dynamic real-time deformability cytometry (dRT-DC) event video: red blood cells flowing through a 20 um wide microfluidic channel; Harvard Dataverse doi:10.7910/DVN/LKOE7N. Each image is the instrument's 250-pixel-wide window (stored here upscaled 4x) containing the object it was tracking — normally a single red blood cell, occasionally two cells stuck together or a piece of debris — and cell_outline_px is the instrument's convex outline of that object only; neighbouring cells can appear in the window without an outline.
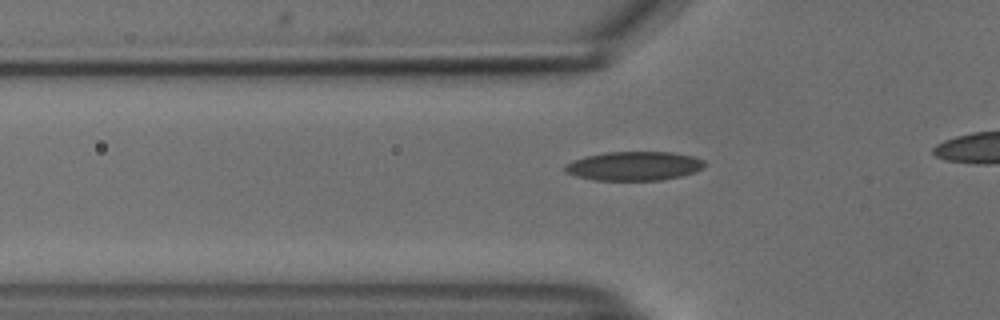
{"species": "common noctule bat (a hibernating species)", "species_latin": "Nyctalus noctula", "temperature_condition": "cold", "stored_images_in_passage": 39, "camera_frame_rate_fps": 3000, "um_per_image_px": 0.085, "animal": {"sex": "male", "body_mass_g": 18.8}, "frame": {"image": 1, "passage_image": 13, "time_ms": 4.0, "image_size_px": [1000, 320], "cell_outline_px": [[704, 168], [696, 172], [680, 176], [660, 180], [592, 180], [576, 176], [564, 172], [564, 164], [572, 160], [584, 156], [604, 152], [672, 152], [692, 156], [704, 160]], "centroid_in_image_um": [53.85, 14.11], "position_along_channel_um": 71.9, "area_um2": 23.81}}
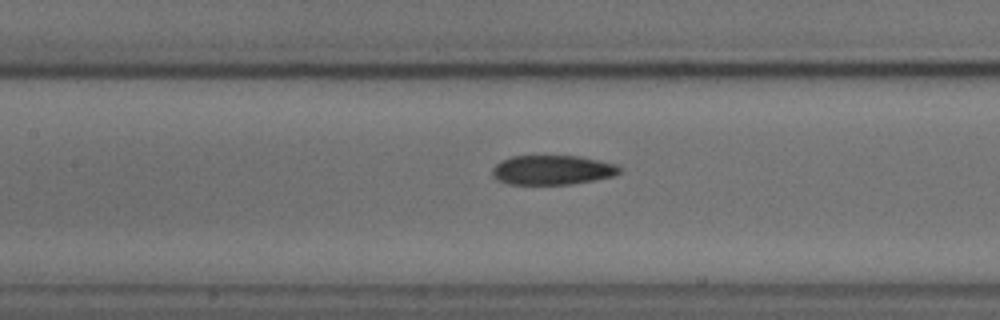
{"frame": {"image": 2, "passage_image": 20, "time_ms": 6.333, "image_size_px": [1000, 320], "cell_outline_px": [[620, 172], [616, 176], [596, 180], [572, 184], [508, 184], [496, 180], [492, 176], [492, 168], [500, 160], [512, 156], [580, 156], [616, 164], [620, 168]], "centroid_in_image_um": [46.94, 14.45], "position_along_channel_um": 160.5, "area_um2": 22.08}}
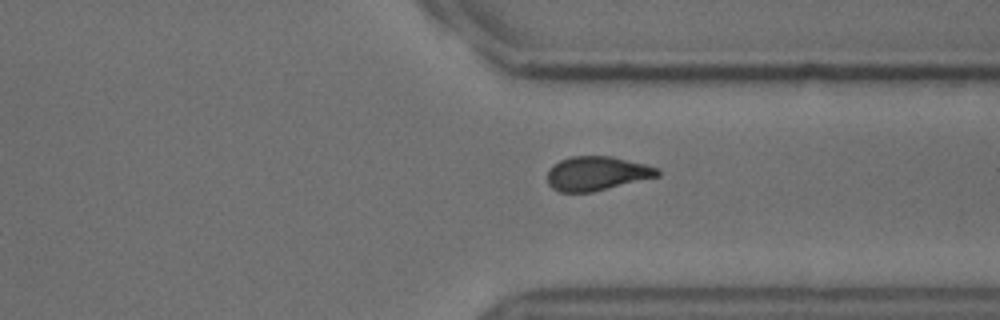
{"frame": {"image": 3, "passage_image": 36, "time_ms": 11.667, "image_size_px": [1000, 320], "cell_outline_px": [[660, 176], [592, 192], [560, 192], [552, 188], [548, 184], [548, 172], [560, 160], [572, 156], [612, 156], [660, 168]], "centroid_in_image_um": [50.76, 14.75], "position_along_channel_um": 360.6, "area_um2": 21.79}}